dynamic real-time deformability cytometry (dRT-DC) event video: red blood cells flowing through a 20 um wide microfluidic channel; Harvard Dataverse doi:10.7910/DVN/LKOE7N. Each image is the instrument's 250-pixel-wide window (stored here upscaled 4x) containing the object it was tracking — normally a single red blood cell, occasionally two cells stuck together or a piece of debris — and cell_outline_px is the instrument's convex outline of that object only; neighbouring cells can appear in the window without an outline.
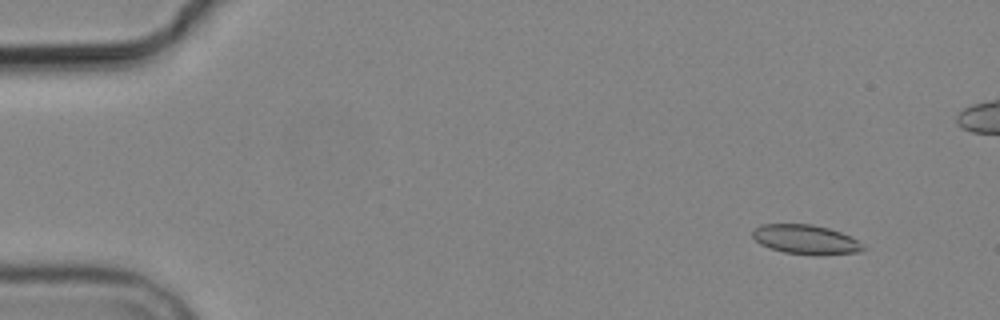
{"species": "common noctule bat (a hibernating species)", "species_latin": "Nyctalus noctula", "temperature_condition": "cold", "stored_images_in_passage": 8, "camera_frame_rate_fps": 3000, "um_per_image_px": 0.085, "animal": {"sex": "male", "body_mass_g": 19.2, "forearm_length_mm": 51.8}, "frame": {"image": 1, "passage_image": 2, "time_ms": 1.333, "image_size_px": [1000, 320], "cell_outline_px": [[864, 248], [860, 252], [820, 256], [784, 252], [768, 248], [760, 244], [752, 236], [752, 232], [760, 224], [812, 224], [828, 228], [840, 232], [856, 240]], "centroid_in_image_um": [68.45, 20.37], "position_along_channel_um": 16.5, "area_um2": 18.9}}
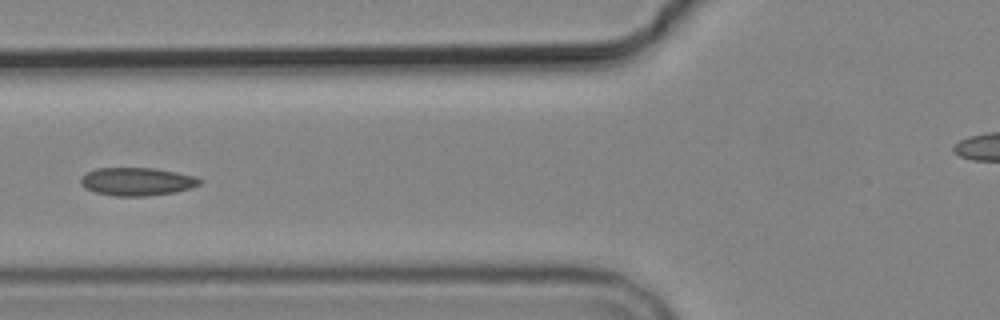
{"frame": {"image": 2, "passage_image": 7, "time_ms": 7.0, "image_size_px": [1000, 320], "cell_outline_px": [[204, 180], [200, 184], [192, 188], [176, 192], [148, 196], [116, 196], [96, 192], [84, 188], [80, 184], [80, 180], [88, 172], [96, 168], [156, 168], [196, 176]], "centroid_in_image_um": [11.69, 15.43], "position_along_channel_um": 114.1, "area_um2": 19.59}}